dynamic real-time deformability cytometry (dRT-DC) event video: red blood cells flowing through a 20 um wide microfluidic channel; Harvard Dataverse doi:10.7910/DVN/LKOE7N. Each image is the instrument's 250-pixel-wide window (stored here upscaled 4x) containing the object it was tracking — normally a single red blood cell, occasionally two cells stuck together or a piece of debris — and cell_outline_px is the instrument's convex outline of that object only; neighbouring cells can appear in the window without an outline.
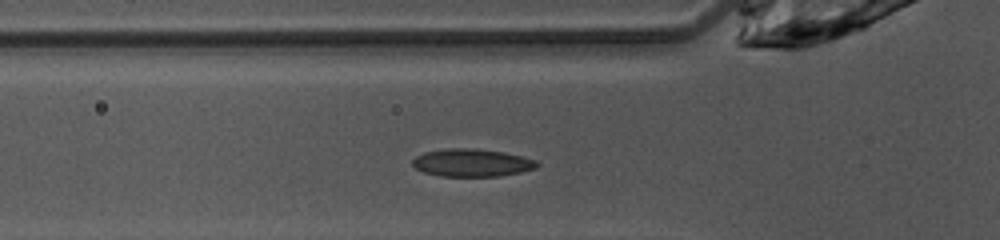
{"species": "common noctule bat (a hibernating species)", "species_latin": "Nyctalus noctula", "temperature_condition": "warm", "stored_images_in_passage": 31, "camera_frame_rate_fps": 3000, "um_per_image_px": 0.085, "animal": {"sex": "female", "body_mass_g": 10.0, "forearm_length_mm": 53.1}, "frame": {"image": 1, "passage_image": 2, "time_ms": 0.333, "image_size_px": [1000, 240], "cell_outline_px": [[540, 164], [536, 168], [520, 172], [500, 176], [440, 176], [424, 172], [416, 168], [412, 164], [412, 160], [416, 156], [424, 152], [448, 148], [472, 148], [504, 152], [536, 160]], "centroid_in_image_um": [40.1, 13.83], "position_along_channel_um": 85.7, "area_um2": 20.06}}
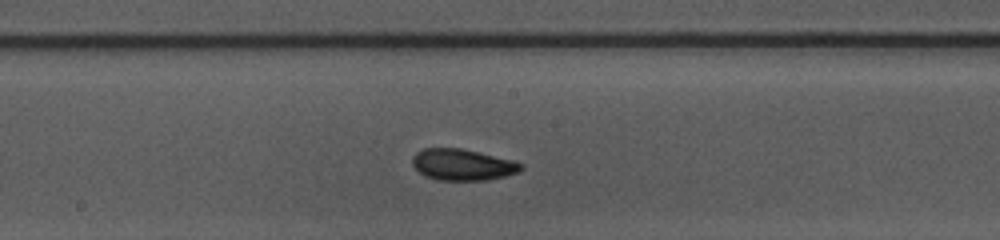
{"frame": {"image": 2, "passage_image": 11, "time_ms": 3.333, "image_size_px": [1000, 240], "cell_outline_px": [[524, 168], [520, 172], [504, 176], [484, 180], [436, 180], [424, 176], [412, 164], [412, 156], [416, 152], [424, 148], [460, 148], [512, 160], [524, 164]], "centroid_in_image_um": [39.31, 14.0], "position_along_channel_um": 208.9, "area_um2": 19.83}}
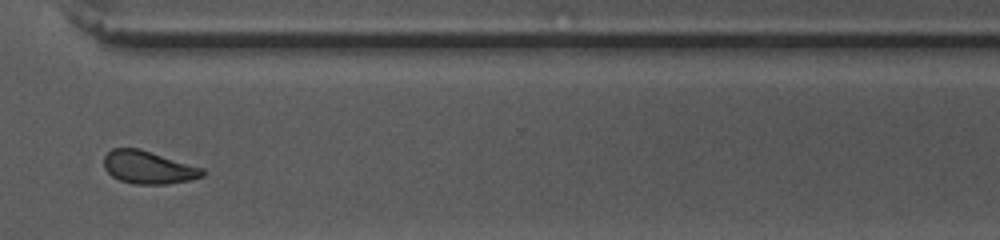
{"frame": {"image": 3, "passage_image": 22, "time_ms": 7.0, "image_size_px": [1000, 240], "cell_outline_px": [[208, 172], [204, 176], [192, 180], [168, 184], [136, 184], [120, 180], [112, 176], [104, 168], [104, 156], [112, 148], [140, 148], [204, 168]], "centroid_in_image_um": [12.66, 14.23], "position_along_channel_um": 357.9, "area_um2": 19.13}}